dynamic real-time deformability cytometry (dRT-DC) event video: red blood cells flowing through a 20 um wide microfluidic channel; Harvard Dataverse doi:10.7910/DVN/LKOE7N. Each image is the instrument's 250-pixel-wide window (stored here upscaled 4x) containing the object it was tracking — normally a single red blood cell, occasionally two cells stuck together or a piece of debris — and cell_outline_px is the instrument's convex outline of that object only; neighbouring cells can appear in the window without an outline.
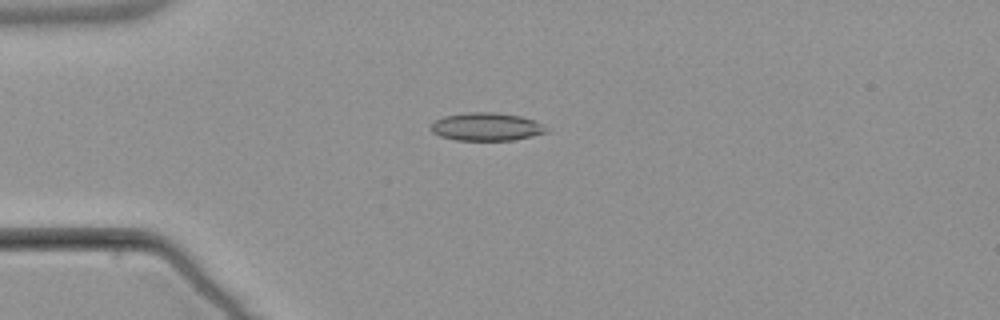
{"species": "common noctule bat (a hibernating species)", "species_latin": "Nyctalus noctula", "temperature_condition": "warm", "stored_images_in_passage": 8, "camera_frame_rate_fps": 3000, "um_per_image_px": 0.085, "animal": {"sex": "male", "body_mass_g": 21.5, "forearm_length_mm": 52.0}, "frame": {"image": 1, "passage_image": 4, "time_ms": 3.667, "image_size_px": [1000, 320], "cell_outline_px": [[548, 132], [532, 136], [512, 140], [456, 140], [440, 136], [432, 132], [428, 128], [432, 120], [444, 116], [472, 112], [496, 112], [520, 116], [536, 120], [548, 128]], "centroid_in_image_um": [41.32, 10.77], "position_along_channel_um": 43.7, "area_um2": 19.07}}
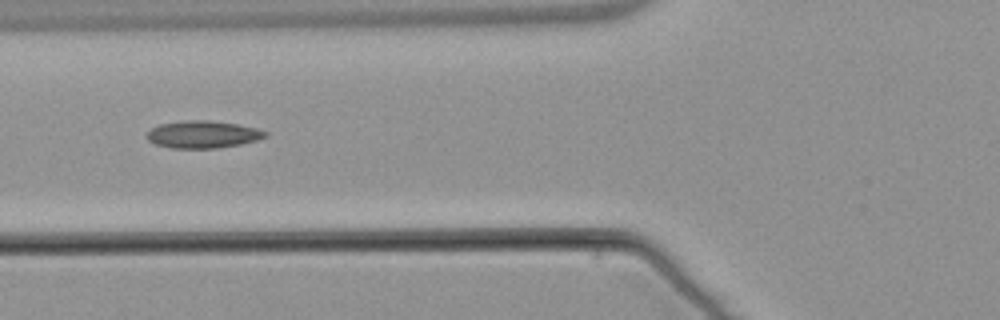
{"frame": {"image": 2, "passage_image": 6, "time_ms": 6.0, "image_size_px": [1000, 320], "cell_outline_px": [[268, 136], [256, 140], [240, 144], [216, 148], [172, 148], [156, 144], [148, 140], [148, 132], [152, 128], [160, 124], [184, 120], [208, 120], [236, 124], [256, 128], [268, 132]], "centroid_in_image_um": [17.26, 11.42], "position_along_channel_um": 108.5, "area_um2": 18.67}}
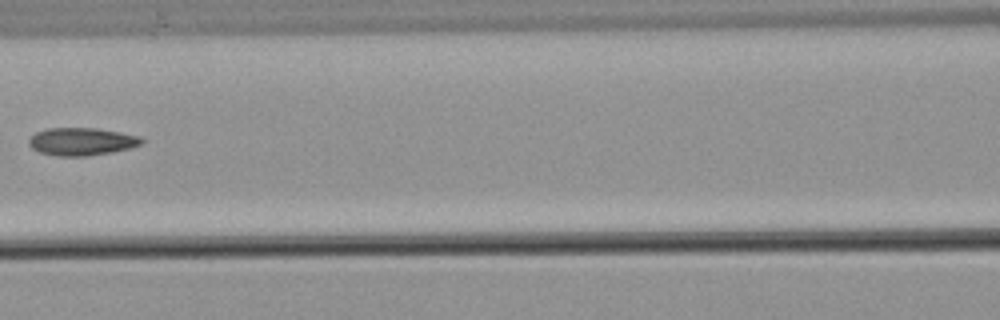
{"frame": {"image": 3, "passage_image": 7, "time_ms": 7.333, "image_size_px": [1000, 320], "cell_outline_px": [[144, 140], [140, 144], [128, 148], [112, 152], [88, 156], [56, 156], [40, 152], [32, 148], [28, 144], [28, 140], [36, 132], [48, 128], [96, 128], [120, 132], [140, 136]], "centroid_in_image_um": [6.92, 12.03], "position_along_channel_um": 159.7, "area_um2": 18.15}}